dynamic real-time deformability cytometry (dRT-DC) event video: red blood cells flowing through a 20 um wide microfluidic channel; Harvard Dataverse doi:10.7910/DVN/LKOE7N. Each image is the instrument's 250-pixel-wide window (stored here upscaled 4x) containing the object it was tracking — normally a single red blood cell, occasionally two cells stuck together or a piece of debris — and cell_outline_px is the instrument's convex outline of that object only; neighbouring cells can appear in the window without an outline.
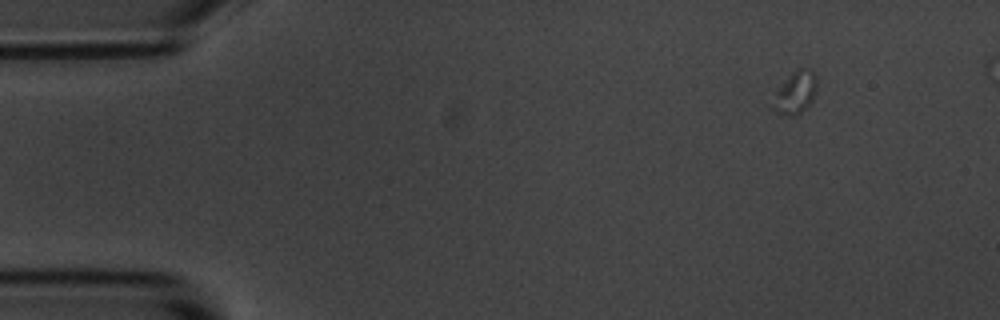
{"species": "common noctule bat (a hibernating species)", "species_latin": "Nyctalus noctula", "temperature_condition": "room temperature", "stored_images_in_passage": 3, "camera_frame_rate_fps": 3000, "um_per_image_px": 0.085, "animal": {"sex": "male", "body_mass_g": 20.1, "forearm_length_mm": 53.5}, "frame": {"image": 1, "passage_image": 1, "time_ms": 0.0, "image_size_px": [1000, 320], "cell_outline_px": [[816, 92], [812, 100], [800, 112], [792, 116], [784, 116], [772, 108], [768, 104], [776, 92], [788, 76], [792, 72], [800, 68], [812, 68], [816, 76]], "centroid_in_image_um": [67.58, 7.86], "position_along_channel_um": 17.4, "area_um2": 10.92}}